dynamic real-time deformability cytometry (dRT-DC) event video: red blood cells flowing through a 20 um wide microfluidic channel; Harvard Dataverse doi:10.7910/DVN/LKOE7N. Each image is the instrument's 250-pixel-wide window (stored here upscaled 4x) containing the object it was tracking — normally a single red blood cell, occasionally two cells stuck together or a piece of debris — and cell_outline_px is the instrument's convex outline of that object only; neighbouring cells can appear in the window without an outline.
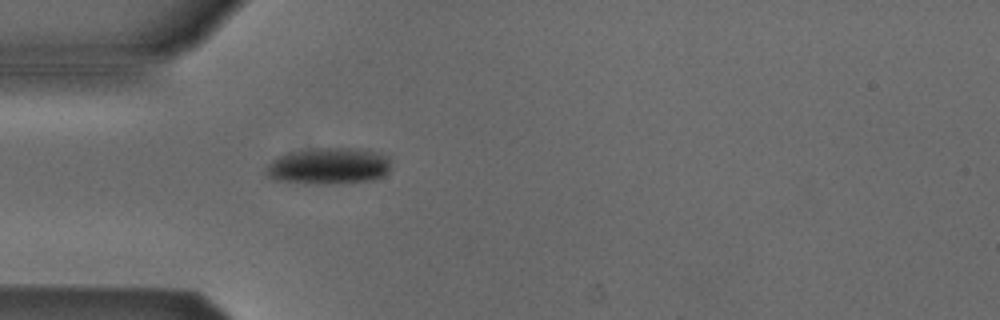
{"species": "Egyptian fruit bat (a non-hibernating species)", "species_latin": "Rousettus aegyptiacus", "temperature_condition": "cold", "stored_images_in_passage": 1, "camera_frame_rate_fps": 3000, "um_per_image_px": 0.085, "animal": {"sex": "male"}, "frame": {"image": 1, "passage_image": 1, "time_ms": 0.0, "image_size_px": [1000, 320], "cell_outline_px": [[388, 172], [384, 176], [372, 180], [324, 184], [304, 184], [272, 180], [264, 172], [268, 164], [276, 156], [316, 148], [360, 148], [380, 152], [388, 156]], "centroid_in_image_um": [27.91, 14.12], "position_along_channel_um": 57.1, "area_um2": 26.76}}